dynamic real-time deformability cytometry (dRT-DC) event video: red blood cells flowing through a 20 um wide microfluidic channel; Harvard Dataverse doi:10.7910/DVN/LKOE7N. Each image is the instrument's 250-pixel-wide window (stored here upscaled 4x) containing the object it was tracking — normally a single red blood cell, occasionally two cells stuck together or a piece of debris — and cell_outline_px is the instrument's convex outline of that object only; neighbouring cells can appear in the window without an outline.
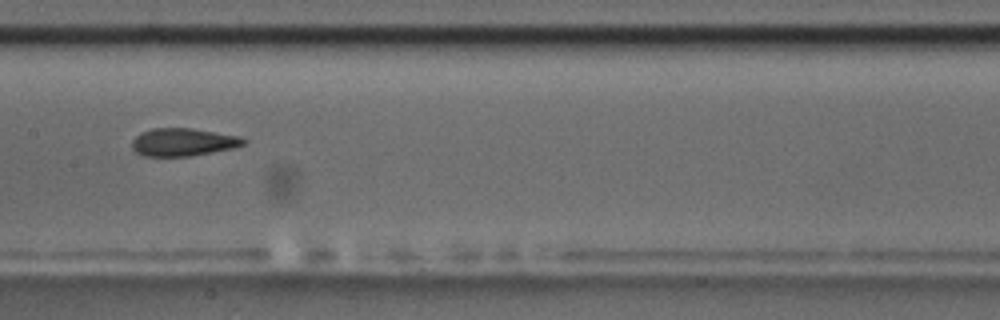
{"species": "common noctule bat (a hibernating species)", "species_latin": "Nyctalus noctula", "temperature_condition": "room temperature", "stored_images_in_passage": 8, "camera_frame_rate_fps": 3000, "um_per_image_px": 0.085, "animal": {"sex": "male", "body_mass_g": 17.5, "forearm_length_mm": 52.3}, "frame": {"image": 1, "passage_image": 6, "time_ms": 6.0, "image_size_px": [1000, 320], "cell_outline_px": [[248, 140], [244, 144], [232, 148], [212, 152], [188, 156], [144, 156], [136, 152], [132, 148], [132, 140], [140, 132], [152, 128], [192, 128], [240, 136]], "centroid_in_image_um": [15.55, 12.07], "position_along_channel_um": 191.9, "area_um2": 18.09}}
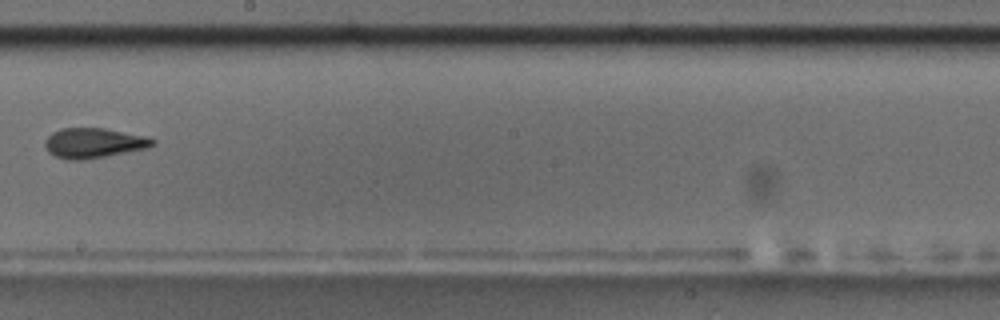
{"frame": {"image": 2, "passage_image": 7, "time_ms": 7.333, "image_size_px": [1000, 320], "cell_outline_px": [[156, 144], [148, 148], [84, 160], [68, 160], [56, 156], [48, 152], [44, 148], [44, 140], [52, 132], [60, 128], [104, 128], [144, 136], [156, 140]], "centroid_in_image_um": [7.93, 12.16], "position_along_channel_um": 240.3, "area_um2": 18.9}}
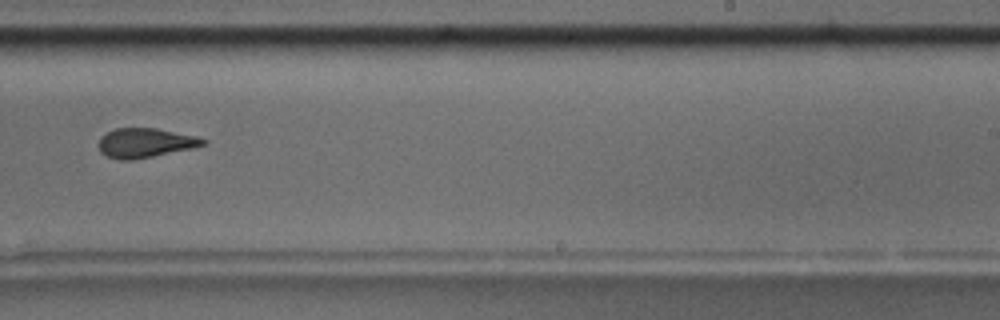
{"frame": {"image": 3, "passage_image": 8, "time_ms": 8.333, "image_size_px": [1000, 320], "cell_outline_px": [[208, 140], [204, 144], [192, 148], [132, 160], [120, 160], [104, 156], [100, 152], [100, 136], [116, 128], [156, 128], [196, 136]], "centroid_in_image_um": [12.32, 12.14], "position_along_channel_um": 276.7, "area_um2": 17.74}}